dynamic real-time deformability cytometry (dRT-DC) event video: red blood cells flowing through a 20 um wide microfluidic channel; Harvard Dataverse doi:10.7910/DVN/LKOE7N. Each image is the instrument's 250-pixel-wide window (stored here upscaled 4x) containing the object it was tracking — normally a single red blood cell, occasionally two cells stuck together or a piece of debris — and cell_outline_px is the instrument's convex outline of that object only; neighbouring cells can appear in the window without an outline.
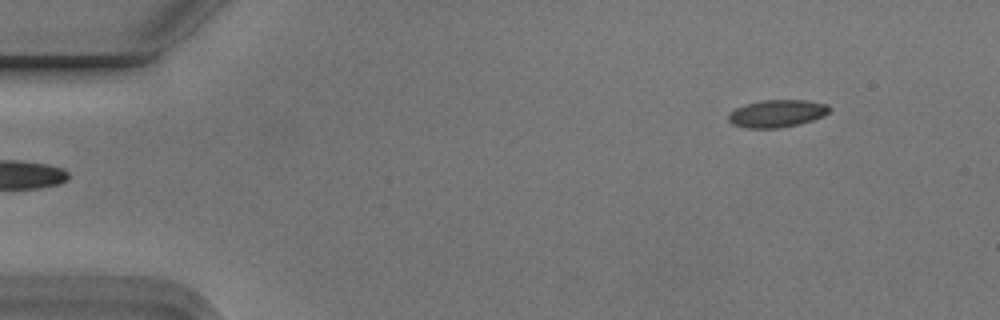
{"species": "Egyptian fruit bat (a non-hibernating species)", "species_latin": "Rousettus aegyptiacus", "temperature_condition": "cold", "stored_images_in_passage": 2, "camera_frame_rate_fps": 3000, "um_per_image_px": 0.085, "animal": {"sex": "male"}, "frame": {"image": 1, "passage_image": 2, "time_ms": 0.333, "image_size_px": [1000, 320], "cell_outline_px": [[828, 112], [824, 116], [812, 120], [780, 128], [748, 128], [732, 124], [728, 120], [728, 116], [736, 108], [748, 104], [764, 100], [808, 100], [828, 104]], "centroid_in_image_um": [66.06, 9.65], "position_along_channel_um": 18.9, "area_um2": 15.9}}